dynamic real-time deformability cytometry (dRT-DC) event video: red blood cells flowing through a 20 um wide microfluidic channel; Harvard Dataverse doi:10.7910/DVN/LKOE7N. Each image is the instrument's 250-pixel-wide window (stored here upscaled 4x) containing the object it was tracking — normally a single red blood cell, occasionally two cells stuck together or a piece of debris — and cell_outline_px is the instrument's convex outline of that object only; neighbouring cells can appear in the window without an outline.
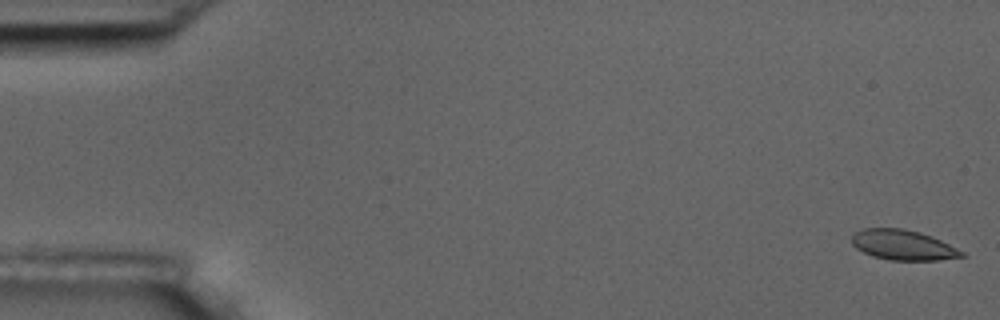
{"species": "common noctule bat (a hibernating species)", "species_latin": "Nyctalus noctula", "temperature_condition": "room temperature", "stored_images_in_passage": 11, "camera_frame_rate_fps": 3000, "um_per_image_px": 0.085, "animal": {"sex": "male", "body_mass_g": 17.5, "forearm_length_mm": 52.3}, "frame": {"image": 1, "passage_image": 1, "time_ms": 0.0, "image_size_px": [1000, 320], "cell_outline_px": [[968, 256], [936, 260], [888, 260], [872, 256], [856, 248], [852, 244], [852, 232], [864, 228], [904, 228], [920, 232], [940, 240], [964, 252]], "centroid_in_image_um": [76.73, 20.82], "position_along_channel_um": 8.3, "area_um2": 19.36}}
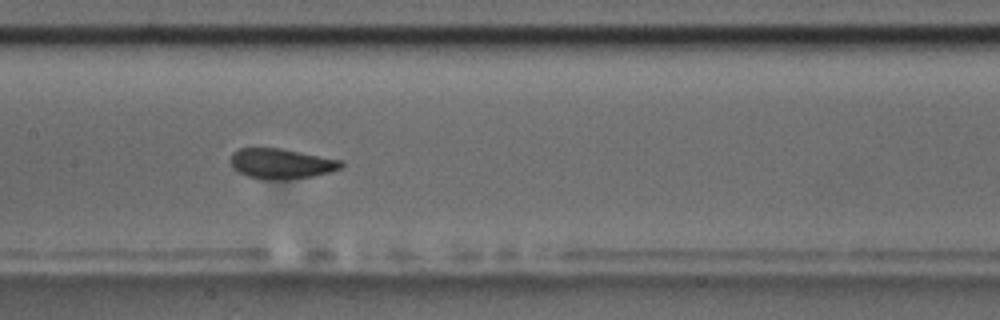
{"frame": {"image": 2, "passage_image": 8, "time_ms": 9.0, "image_size_px": [1000, 320], "cell_outline_px": [[344, 164], [340, 168], [328, 172], [312, 176], [272, 180], [264, 180], [248, 176], [232, 168], [232, 152], [240, 148], [284, 148], [344, 160]], "centroid_in_image_um": [23.93, 13.89], "position_along_channel_um": 183.5, "area_um2": 19.48}}
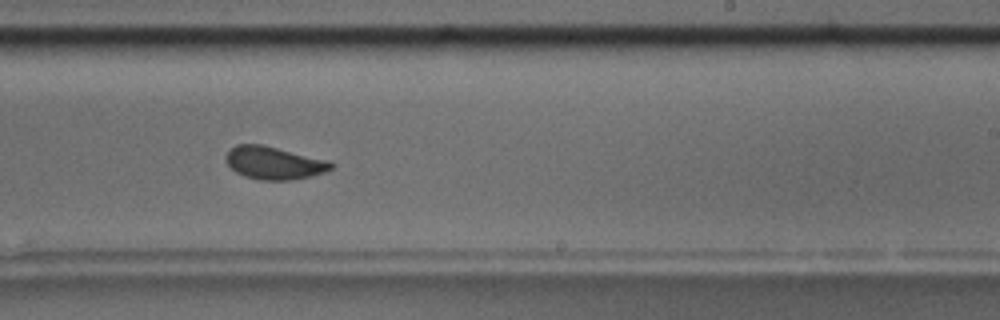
{"frame": {"image": 3, "passage_image": 10, "time_ms": 11.333, "image_size_px": [1000, 320], "cell_outline_px": [[336, 164], [332, 168], [324, 172], [312, 176], [292, 180], [260, 180], [244, 176], [236, 172], [224, 160], [224, 156], [228, 148], [236, 144], [260, 144], [332, 160]], "centroid_in_image_um": [23.3, 13.84], "position_along_channel_um": 265.7, "area_um2": 20.52}}